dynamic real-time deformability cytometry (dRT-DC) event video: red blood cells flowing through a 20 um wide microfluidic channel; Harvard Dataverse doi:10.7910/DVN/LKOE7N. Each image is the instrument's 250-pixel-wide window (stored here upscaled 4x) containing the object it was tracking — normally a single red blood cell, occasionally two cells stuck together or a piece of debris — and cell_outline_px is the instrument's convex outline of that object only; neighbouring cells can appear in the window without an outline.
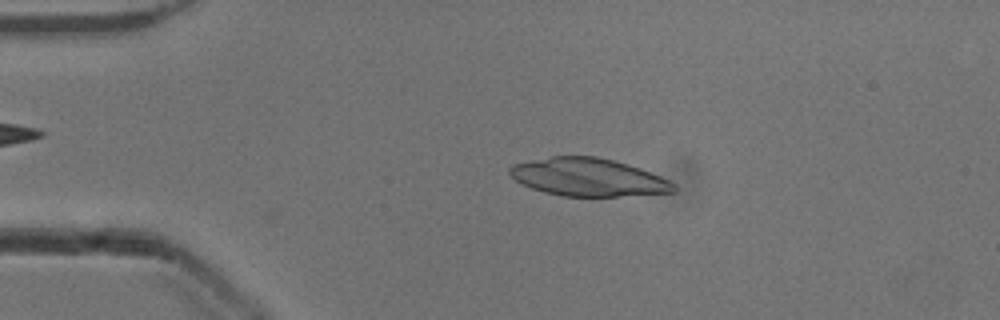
{"species": "common noctule bat (a hibernating species)", "species_latin": "Nyctalus noctula", "temperature_condition": "cold", "stored_images_in_passage": 42, "camera_frame_rate_fps": 3000, "um_per_image_px": 0.085, "animal": {"sex": "male", "body_mass_g": 13.3}, "frame": {"image": 1, "passage_image": 9, "time_ms": 2.667, "image_size_px": [1000, 320], "cell_outline_px": [[676, 192], [620, 196], [560, 196], [544, 192], [520, 184], [508, 172], [508, 168], [512, 164], [552, 156], [596, 156], [628, 164], [640, 168], [660, 176], [676, 184]], "centroid_in_image_um": [49.99, 15.07], "position_along_channel_um": 35.0, "area_um2": 36.24}}